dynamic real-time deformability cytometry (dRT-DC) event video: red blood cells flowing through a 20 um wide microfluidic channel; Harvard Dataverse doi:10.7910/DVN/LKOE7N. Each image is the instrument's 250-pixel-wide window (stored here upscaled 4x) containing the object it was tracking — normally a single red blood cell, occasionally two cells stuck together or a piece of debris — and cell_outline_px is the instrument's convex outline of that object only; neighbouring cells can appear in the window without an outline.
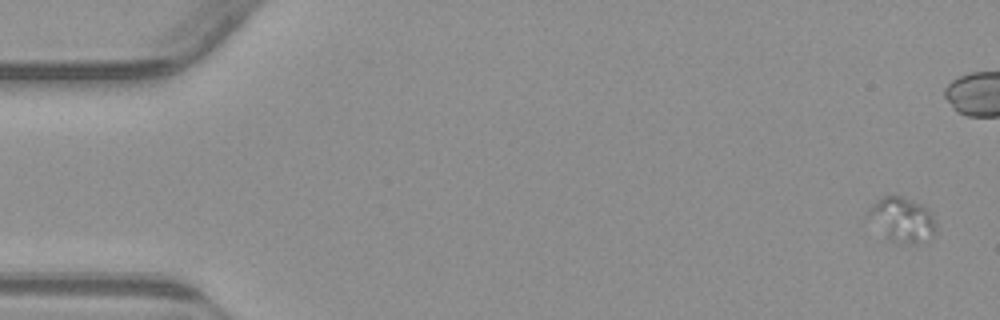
{"species": "common noctule bat (a hibernating species)", "species_latin": "Nyctalus noctula", "temperature_condition": "warm", "stored_images_in_passage": 57, "camera_frame_rate_fps": 3000, "um_per_image_px": 0.085, "animal": {"sex": "male", "body_mass_g": 23.1, "forearm_length_mm": 52.7}, "frame": {"image": 1, "passage_image": 1, "time_ms": 0.0, "image_size_px": [1000, 320], "cell_outline_px": [[936, 228], [932, 240], [916, 244], [904, 244], [888, 240], [864, 216], [868, 208], [880, 196], [900, 196], [920, 204], [932, 212], [936, 224]], "centroid_in_image_um": [76.66, 18.7], "position_along_channel_um": 8.3, "area_um2": 18.21}}
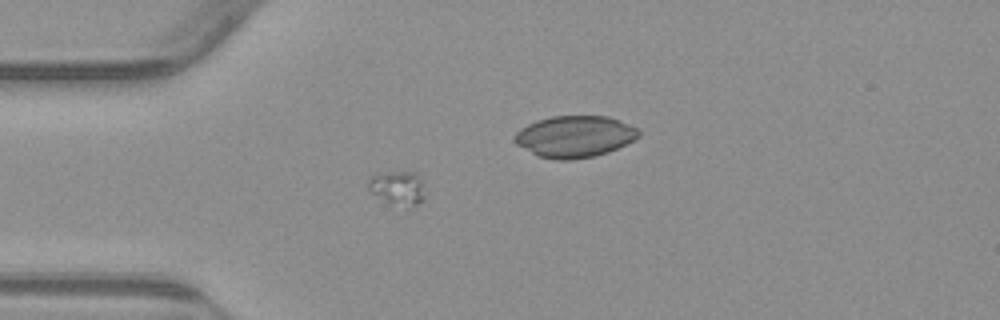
{"frame": {"image": 2, "passage_image": 16, "time_ms": 5.0, "image_size_px": [1000, 320], "cell_outline_px": [[424, 196], [416, 204], [408, 208], [388, 200], [372, 192], [368, 188], [368, 180], [372, 176], [392, 172], [416, 172], [420, 180]], "centroid_in_image_um": [33.82, 15.95], "position_along_channel_um": 51.2, "area_um2": 10.46}}
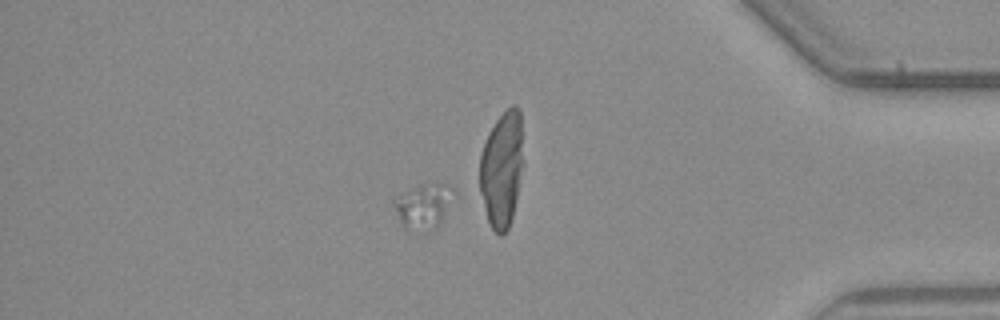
{"frame": {"image": 3, "passage_image": 49, "time_ms": 16.0, "image_size_px": [1000, 320], "cell_outline_px": [[448, 192], [444, 208], [440, 220], [436, 228], [400, 224], [392, 204], [392, 200], [396, 196], [420, 184], [432, 180], [448, 184]], "centroid_in_image_um": [35.85, 17.38], "position_along_channel_um": 399.4, "area_um2": 14.1}}